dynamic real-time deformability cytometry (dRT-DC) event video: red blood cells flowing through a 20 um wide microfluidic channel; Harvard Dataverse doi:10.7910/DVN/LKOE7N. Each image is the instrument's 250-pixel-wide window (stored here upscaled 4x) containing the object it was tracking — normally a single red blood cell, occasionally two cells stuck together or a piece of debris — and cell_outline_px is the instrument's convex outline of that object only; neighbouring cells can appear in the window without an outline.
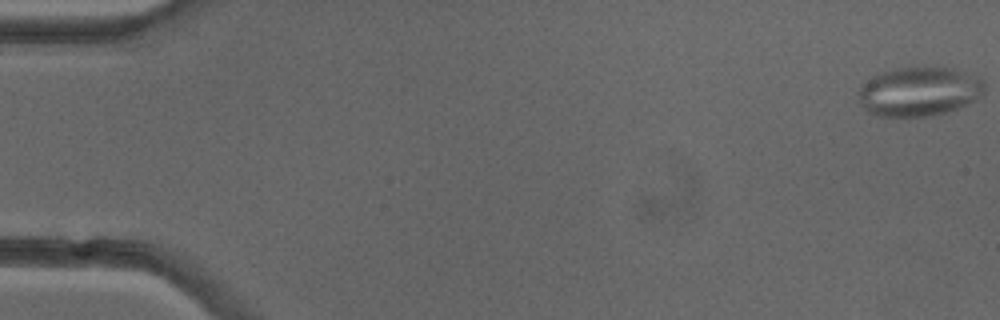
{"species": "common noctule bat (a hibernating species)", "species_latin": "Nyctalus noctula", "temperature_condition": "cold", "stored_images_in_passage": 52, "camera_frame_rate_fps": 3000, "um_per_image_px": 0.085, "animal": {"sex": "female"}, "frame": {"image": 1, "passage_image": 1, "time_ms": 0.0, "image_size_px": [1000, 320], "cell_outline_px": [[984, 96], [976, 100], [948, 112], [928, 116], [876, 116], [868, 112], [860, 104], [860, 88], [872, 76], [896, 68], [952, 68], [980, 76], [984, 80]], "centroid_in_image_um": [78.19, 7.79], "position_along_channel_um": 6.8, "area_um2": 36.07}}
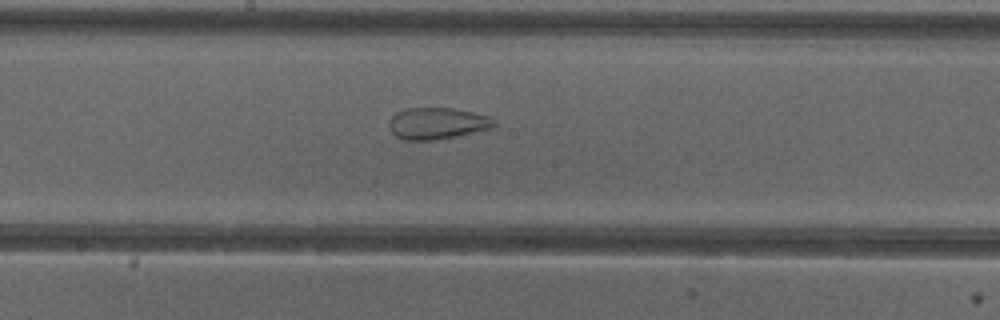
{"frame": {"image": 2, "passage_image": 28, "time_ms": 9.0, "image_size_px": [1000, 320], "cell_outline_px": [[496, 124], [492, 128], [456, 136], [436, 140], [404, 140], [396, 136], [392, 132], [388, 124], [388, 120], [396, 112], [404, 108], [452, 108], [472, 112], [488, 116], [496, 120]], "centroid_in_image_um": [37.14, 10.48], "position_along_channel_um": 211.1, "area_um2": 19.42}}
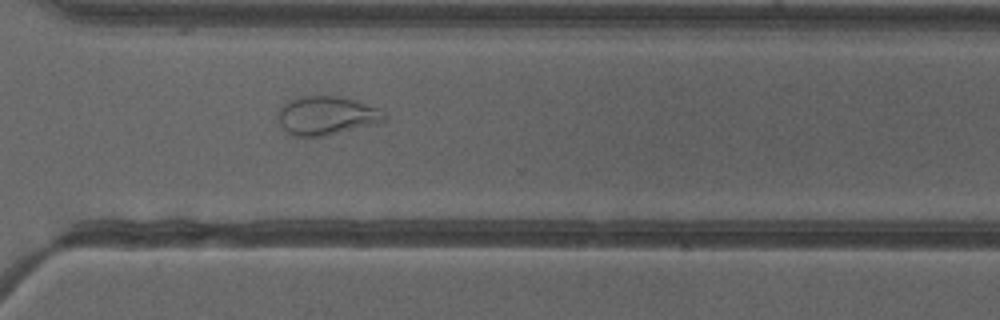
{"frame": {"image": 3, "passage_image": 38, "time_ms": 12.333, "image_size_px": [1000, 320], "cell_outline_px": [[384, 120], [324, 136], [304, 140], [292, 136], [280, 124], [276, 116], [280, 108], [288, 100], [304, 96], [336, 96], [352, 100], [380, 108], [384, 112]], "centroid_in_image_um": [27.65, 9.85], "position_along_channel_um": 343.0, "area_um2": 23.81}, "authors_computed_cell_mechanics": {"area_um2": 28.4954, "velocity_mm_per_s": 3.9736, "shape_relaxation_time_tau1_ms": null, "shape_relaxation_time_tau2_ms": 1.5454, "deformation_change_tau1": null, "deformation_change_tau2": 0.0815}}